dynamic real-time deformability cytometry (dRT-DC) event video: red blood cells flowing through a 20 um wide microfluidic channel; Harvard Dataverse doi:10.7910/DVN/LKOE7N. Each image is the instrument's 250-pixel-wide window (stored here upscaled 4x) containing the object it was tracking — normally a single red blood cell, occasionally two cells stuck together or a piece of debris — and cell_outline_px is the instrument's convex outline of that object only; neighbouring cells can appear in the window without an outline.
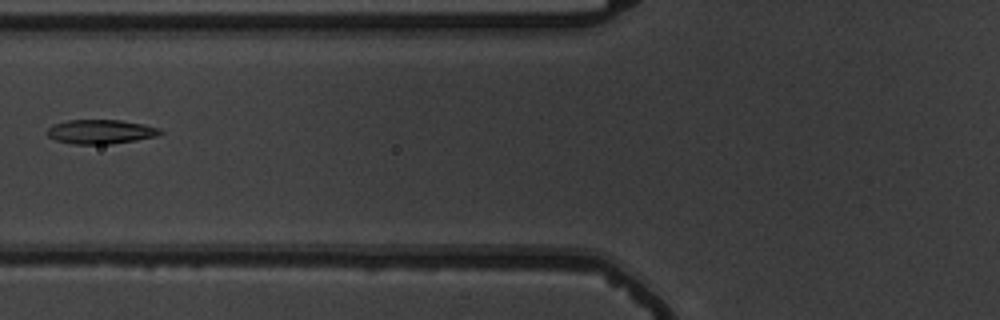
{"species": "common noctule bat (a hibernating species)", "species_latin": "Nyctalus noctula", "temperature_condition": "warm", "stored_images_in_passage": 8, "camera_frame_rate_fps": 3000, "um_per_image_px": 0.085, "animal": {"sex": "male", "body_mass_g": 19.5, "forearm_length_mm": 54.6}, "frame": {"image": 1, "passage_image": 7, "time_ms": 8.0, "image_size_px": [1000, 320], "cell_outline_px": [[164, 132], [156, 136], [136, 140], [108, 144], [72, 144], [56, 140], [48, 136], [48, 128], [56, 124], [68, 120], [120, 120], [144, 124], [160, 128]], "centroid_in_image_um": [8.59, 11.19], "position_along_channel_um": 117.2, "area_um2": 15.84}}
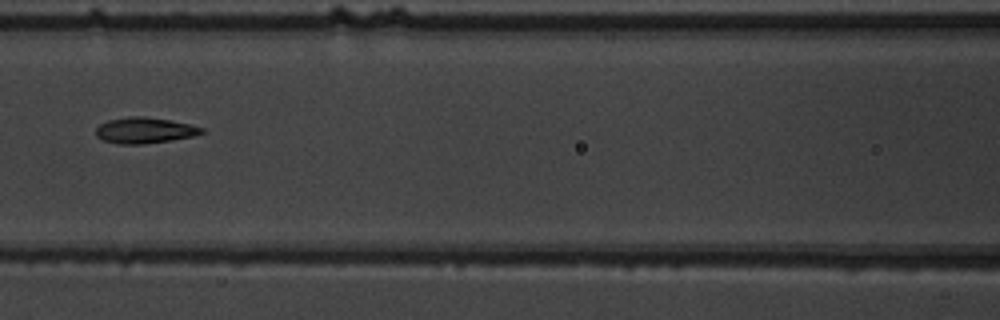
{"frame": {"image": 2, "passage_image": 8, "time_ms": 9.0, "image_size_px": [1000, 320], "cell_outline_px": [[204, 132], [192, 136], [172, 140], [144, 144], [116, 144], [104, 140], [96, 136], [96, 128], [100, 124], [108, 120], [128, 116], [144, 116], [192, 124], [204, 128]], "centroid_in_image_um": [12.28, 11.08], "position_along_channel_um": 154.3, "area_um2": 16.01}}